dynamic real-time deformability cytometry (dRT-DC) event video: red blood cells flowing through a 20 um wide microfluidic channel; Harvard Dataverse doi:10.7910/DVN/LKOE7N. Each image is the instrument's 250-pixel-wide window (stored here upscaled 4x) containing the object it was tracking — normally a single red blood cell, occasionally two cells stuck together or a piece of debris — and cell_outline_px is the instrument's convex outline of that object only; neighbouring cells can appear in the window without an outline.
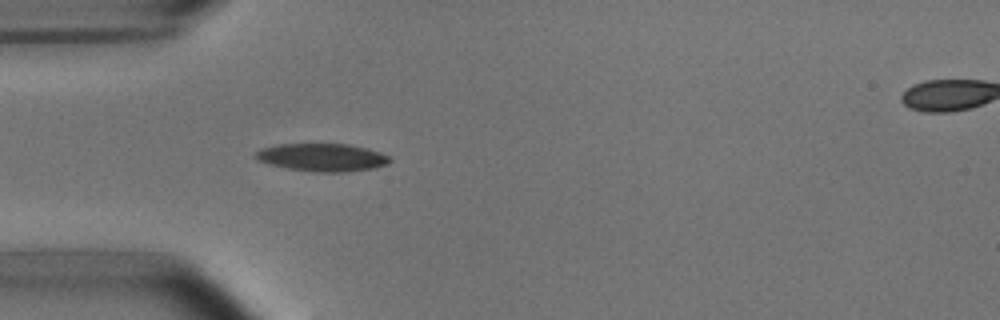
{"species": "common noctule bat (a hibernating species)", "species_latin": "Nyctalus noctula", "temperature_condition": "room temperature", "stored_images_in_passage": 5, "segment_of_instrument_passage": [1, 2], "camera_frame_rate_fps": 3000, "um_per_image_px": 0.085, "animal": {"sex": "male", "body_mass_g": 15.6}, "frame": {"image": 1, "passage_image": 4, "time_ms": 4.333, "image_size_px": [1000, 320], "cell_outline_px": [[392, 160], [388, 164], [372, 168], [344, 172], [316, 172], [288, 168], [268, 164], [256, 160], [256, 152], [260, 148], [280, 144], [348, 144], [368, 148], [380, 152], [388, 156]], "centroid_in_image_um": [27.39, 13.37], "position_along_channel_um": 57.6, "area_um2": 21.73}}